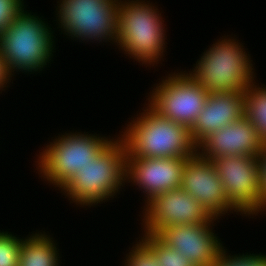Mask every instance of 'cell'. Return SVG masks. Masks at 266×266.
<instances>
[{"label": "cell", "mask_w": 266, "mask_h": 266, "mask_svg": "<svg viewBox=\"0 0 266 266\" xmlns=\"http://www.w3.org/2000/svg\"><path fill=\"white\" fill-rule=\"evenodd\" d=\"M143 111L120 134L126 157L188 158L197 152L187 126L159 115L149 105Z\"/></svg>", "instance_id": "1"}, {"label": "cell", "mask_w": 266, "mask_h": 266, "mask_svg": "<svg viewBox=\"0 0 266 266\" xmlns=\"http://www.w3.org/2000/svg\"><path fill=\"white\" fill-rule=\"evenodd\" d=\"M24 9L0 33V54L11 76L15 71L28 74L42 71L55 52L52 28L45 19Z\"/></svg>", "instance_id": "2"}, {"label": "cell", "mask_w": 266, "mask_h": 266, "mask_svg": "<svg viewBox=\"0 0 266 266\" xmlns=\"http://www.w3.org/2000/svg\"><path fill=\"white\" fill-rule=\"evenodd\" d=\"M157 6L145 0H119L117 46L145 66L159 64L165 52L166 30Z\"/></svg>", "instance_id": "3"}, {"label": "cell", "mask_w": 266, "mask_h": 266, "mask_svg": "<svg viewBox=\"0 0 266 266\" xmlns=\"http://www.w3.org/2000/svg\"><path fill=\"white\" fill-rule=\"evenodd\" d=\"M126 147L113 139L92 163L78 170L61 192L76 205L94 206L114 198L126 182ZM124 183V185H123ZM64 191V192H63Z\"/></svg>", "instance_id": "4"}, {"label": "cell", "mask_w": 266, "mask_h": 266, "mask_svg": "<svg viewBox=\"0 0 266 266\" xmlns=\"http://www.w3.org/2000/svg\"><path fill=\"white\" fill-rule=\"evenodd\" d=\"M222 37L204 51L188 75L208 92H243L255 81L252 60L239 40Z\"/></svg>", "instance_id": "5"}, {"label": "cell", "mask_w": 266, "mask_h": 266, "mask_svg": "<svg viewBox=\"0 0 266 266\" xmlns=\"http://www.w3.org/2000/svg\"><path fill=\"white\" fill-rule=\"evenodd\" d=\"M64 134V135H63ZM39 152L36 169L39 176L62 189L114 139L81 132L63 133Z\"/></svg>", "instance_id": "6"}, {"label": "cell", "mask_w": 266, "mask_h": 266, "mask_svg": "<svg viewBox=\"0 0 266 266\" xmlns=\"http://www.w3.org/2000/svg\"><path fill=\"white\" fill-rule=\"evenodd\" d=\"M57 3L56 21L64 35L86 42L110 40L116 45L119 0H59Z\"/></svg>", "instance_id": "7"}, {"label": "cell", "mask_w": 266, "mask_h": 266, "mask_svg": "<svg viewBox=\"0 0 266 266\" xmlns=\"http://www.w3.org/2000/svg\"><path fill=\"white\" fill-rule=\"evenodd\" d=\"M156 85L149 93L147 104L159 115L190 129L204 107L209 92L186 71L168 74Z\"/></svg>", "instance_id": "8"}, {"label": "cell", "mask_w": 266, "mask_h": 266, "mask_svg": "<svg viewBox=\"0 0 266 266\" xmlns=\"http://www.w3.org/2000/svg\"><path fill=\"white\" fill-rule=\"evenodd\" d=\"M212 163L222 181L230 203L240 215L260 213V176L258 157L226 156L213 158Z\"/></svg>", "instance_id": "9"}, {"label": "cell", "mask_w": 266, "mask_h": 266, "mask_svg": "<svg viewBox=\"0 0 266 266\" xmlns=\"http://www.w3.org/2000/svg\"><path fill=\"white\" fill-rule=\"evenodd\" d=\"M143 211V234L156 235L166 226L214 222L218 219L181 187L154 196L145 204Z\"/></svg>", "instance_id": "10"}, {"label": "cell", "mask_w": 266, "mask_h": 266, "mask_svg": "<svg viewBox=\"0 0 266 266\" xmlns=\"http://www.w3.org/2000/svg\"><path fill=\"white\" fill-rule=\"evenodd\" d=\"M180 187L201 203L215 218L220 219V216L233 211L239 214L228 200L212 160L204 158L198 152L187 158Z\"/></svg>", "instance_id": "11"}, {"label": "cell", "mask_w": 266, "mask_h": 266, "mask_svg": "<svg viewBox=\"0 0 266 266\" xmlns=\"http://www.w3.org/2000/svg\"><path fill=\"white\" fill-rule=\"evenodd\" d=\"M214 222L166 226L156 235L183 254L193 266H211L224 249L213 232ZM212 226V227H211Z\"/></svg>", "instance_id": "12"}, {"label": "cell", "mask_w": 266, "mask_h": 266, "mask_svg": "<svg viewBox=\"0 0 266 266\" xmlns=\"http://www.w3.org/2000/svg\"><path fill=\"white\" fill-rule=\"evenodd\" d=\"M187 158L126 157V183L143 190L145 204L154 196L180 188Z\"/></svg>", "instance_id": "13"}, {"label": "cell", "mask_w": 266, "mask_h": 266, "mask_svg": "<svg viewBox=\"0 0 266 266\" xmlns=\"http://www.w3.org/2000/svg\"><path fill=\"white\" fill-rule=\"evenodd\" d=\"M265 143L259 137L251 121L241 119L210 133L197 145V152L204 158L213 159L226 156L258 157ZM201 150V151H200Z\"/></svg>", "instance_id": "14"}, {"label": "cell", "mask_w": 266, "mask_h": 266, "mask_svg": "<svg viewBox=\"0 0 266 266\" xmlns=\"http://www.w3.org/2000/svg\"><path fill=\"white\" fill-rule=\"evenodd\" d=\"M243 116H245L243 92H209L204 107L190 128L191 139L198 145L210 133Z\"/></svg>", "instance_id": "15"}, {"label": "cell", "mask_w": 266, "mask_h": 266, "mask_svg": "<svg viewBox=\"0 0 266 266\" xmlns=\"http://www.w3.org/2000/svg\"><path fill=\"white\" fill-rule=\"evenodd\" d=\"M35 232L23 238L18 266H59L60 257L53 237Z\"/></svg>", "instance_id": "16"}, {"label": "cell", "mask_w": 266, "mask_h": 266, "mask_svg": "<svg viewBox=\"0 0 266 266\" xmlns=\"http://www.w3.org/2000/svg\"><path fill=\"white\" fill-rule=\"evenodd\" d=\"M253 82L243 91L245 116L251 121L266 144V86ZM265 86V87H264Z\"/></svg>", "instance_id": "17"}, {"label": "cell", "mask_w": 266, "mask_h": 266, "mask_svg": "<svg viewBox=\"0 0 266 266\" xmlns=\"http://www.w3.org/2000/svg\"><path fill=\"white\" fill-rule=\"evenodd\" d=\"M140 240L154 253L161 266H193L183 254L166 245L157 235L143 234Z\"/></svg>", "instance_id": "18"}, {"label": "cell", "mask_w": 266, "mask_h": 266, "mask_svg": "<svg viewBox=\"0 0 266 266\" xmlns=\"http://www.w3.org/2000/svg\"><path fill=\"white\" fill-rule=\"evenodd\" d=\"M23 238L0 231V266H18Z\"/></svg>", "instance_id": "19"}, {"label": "cell", "mask_w": 266, "mask_h": 266, "mask_svg": "<svg viewBox=\"0 0 266 266\" xmlns=\"http://www.w3.org/2000/svg\"><path fill=\"white\" fill-rule=\"evenodd\" d=\"M211 266H266V255L249 254L229 255L223 249L218 259Z\"/></svg>", "instance_id": "20"}, {"label": "cell", "mask_w": 266, "mask_h": 266, "mask_svg": "<svg viewBox=\"0 0 266 266\" xmlns=\"http://www.w3.org/2000/svg\"><path fill=\"white\" fill-rule=\"evenodd\" d=\"M126 254L124 266H161L154 253L141 241H137Z\"/></svg>", "instance_id": "21"}, {"label": "cell", "mask_w": 266, "mask_h": 266, "mask_svg": "<svg viewBox=\"0 0 266 266\" xmlns=\"http://www.w3.org/2000/svg\"><path fill=\"white\" fill-rule=\"evenodd\" d=\"M24 0H0V33H2L13 19L24 8Z\"/></svg>", "instance_id": "22"}, {"label": "cell", "mask_w": 266, "mask_h": 266, "mask_svg": "<svg viewBox=\"0 0 266 266\" xmlns=\"http://www.w3.org/2000/svg\"><path fill=\"white\" fill-rule=\"evenodd\" d=\"M260 176V212L266 211V144L258 156Z\"/></svg>", "instance_id": "23"}, {"label": "cell", "mask_w": 266, "mask_h": 266, "mask_svg": "<svg viewBox=\"0 0 266 266\" xmlns=\"http://www.w3.org/2000/svg\"><path fill=\"white\" fill-rule=\"evenodd\" d=\"M11 75L8 72V70L6 69V65L5 62L2 59V56L0 54V93H2L3 88L8 87L7 83L9 84V82H11ZM7 85V86H6Z\"/></svg>", "instance_id": "24"}]
</instances>
